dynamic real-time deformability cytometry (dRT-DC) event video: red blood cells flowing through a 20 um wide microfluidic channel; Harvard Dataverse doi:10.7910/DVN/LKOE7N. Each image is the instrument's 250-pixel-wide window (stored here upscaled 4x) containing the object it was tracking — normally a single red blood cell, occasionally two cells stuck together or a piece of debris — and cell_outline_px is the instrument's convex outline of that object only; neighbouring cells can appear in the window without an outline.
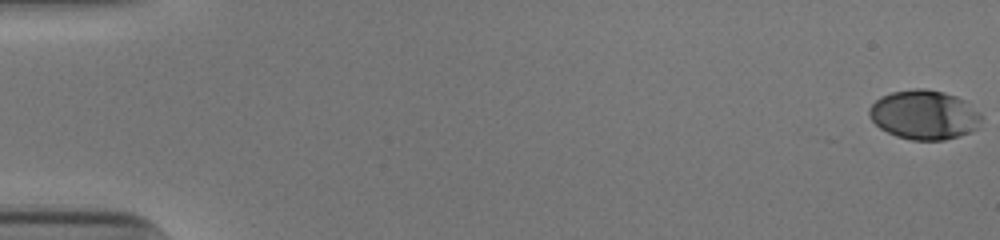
{"species": "human", "species_latin": "Homo sapiens", "temperature_condition": "cold", "stored_images_in_passage": 54, "camera_frame_rate_fps": 3000, "um_per_image_px": 0.085, "donor": {"sex": "male"}, "frame": {"image": 1, "passage_image": 1, "time_ms": 0.0, "image_size_px": [1000, 240], "cell_outline_px": [[984, 116], [980, 128], [972, 132], [960, 136], [944, 140], [912, 140], [896, 136], [880, 128], [868, 116], [868, 108], [880, 96], [892, 92], [912, 88], [928, 88], [944, 92], [956, 96], [964, 100], [980, 112]], "centroid_in_image_um": [78.6, 9.76], "position_along_channel_um": 6.4, "area_um2": 32.83}}
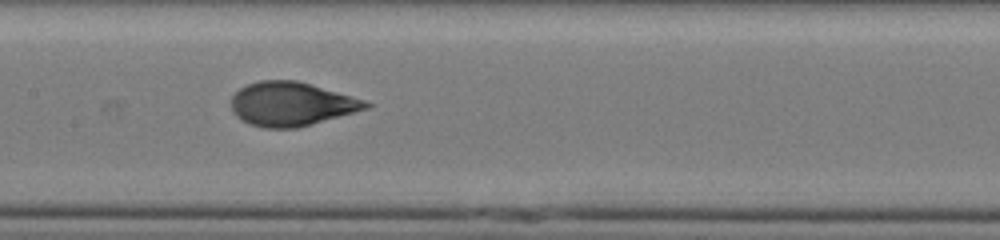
{"frame": {"image": 2, "passage_image": 28, "time_ms": 9.0, "image_size_px": [1000, 240], "cell_outline_px": [[372, 108], [312, 124], [296, 128], [264, 128], [248, 124], [240, 120], [232, 112], [232, 96], [240, 88], [248, 84], [260, 80], [296, 80], [352, 96], [364, 100], [372, 104]], "centroid_in_image_um": [24.77, 8.85], "position_along_channel_um": 182.6, "area_um2": 34.56}}
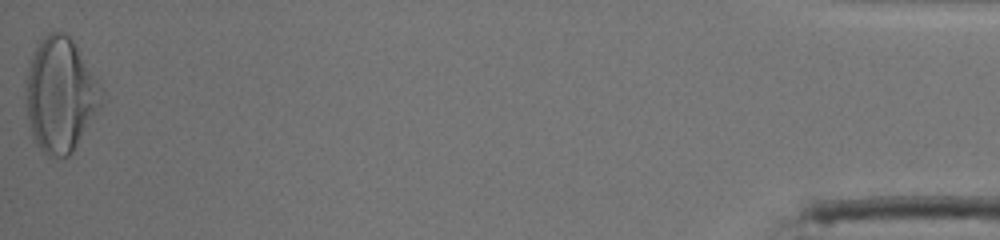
{"frame": {"image": 3, "passage_image": 54, "time_ms": 17.667, "image_size_px": [1000, 240], "cell_outline_px": [[104, 104], [72, 152], [68, 156], [48, 156], [36, 144], [32, 136], [24, 96], [24, 84], [28, 68], [36, 48], [44, 36], [48, 32], [64, 32], [72, 40], [96, 80], [100, 88]], "centroid_in_image_um": [5.11, 8.1], "position_along_channel_um": 430.1, "area_um2": 50.0}, "authors_computed_cell_mechanics": {"area_um2": 34.6222, "velocity_mm_per_s": 3.9066, "shape_relaxation_time_tau1_ms": 4.691, "shape_relaxation_time_tau2_ms": null, "deformation_change_tau1": 0.2241, "deformation_change_tau2": null}}